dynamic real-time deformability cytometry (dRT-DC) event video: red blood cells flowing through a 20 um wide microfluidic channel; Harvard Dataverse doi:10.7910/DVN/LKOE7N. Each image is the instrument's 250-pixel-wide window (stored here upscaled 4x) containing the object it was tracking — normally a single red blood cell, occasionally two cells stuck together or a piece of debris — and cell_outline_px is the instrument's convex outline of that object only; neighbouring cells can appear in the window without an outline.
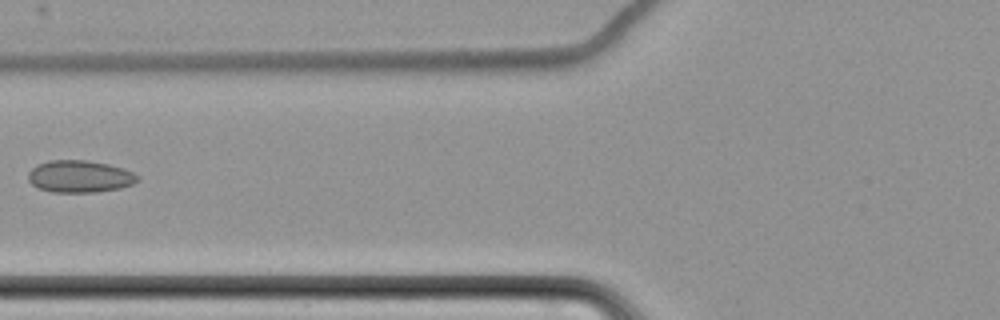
{"species": "common noctule bat (a hibernating species)", "species_latin": "Nyctalus noctula", "temperature_condition": "cold", "stored_images_in_passage": 8, "camera_frame_rate_fps": 3000, "um_per_image_px": 0.085, "animal": {"sex": "female", "body_mass_g": 22.7, "forearm_length_mm": 54.2}, "frame": {"image": 1, "passage_image": 8, "time_ms": 9.0, "image_size_px": [1000, 320], "cell_outline_px": [[140, 180], [132, 184], [120, 188], [96, 192], [52, 192], [40, 188], [32, 184], [28, 180], [28, 172], [36, 164], [48, 160], [88, 160], [108, 164], [124, 168], [140, 176]], "centroid_in_image_um": [6.78, 14.99], "position_along_channel_um": 119.0, "area_um2": 20.63}}